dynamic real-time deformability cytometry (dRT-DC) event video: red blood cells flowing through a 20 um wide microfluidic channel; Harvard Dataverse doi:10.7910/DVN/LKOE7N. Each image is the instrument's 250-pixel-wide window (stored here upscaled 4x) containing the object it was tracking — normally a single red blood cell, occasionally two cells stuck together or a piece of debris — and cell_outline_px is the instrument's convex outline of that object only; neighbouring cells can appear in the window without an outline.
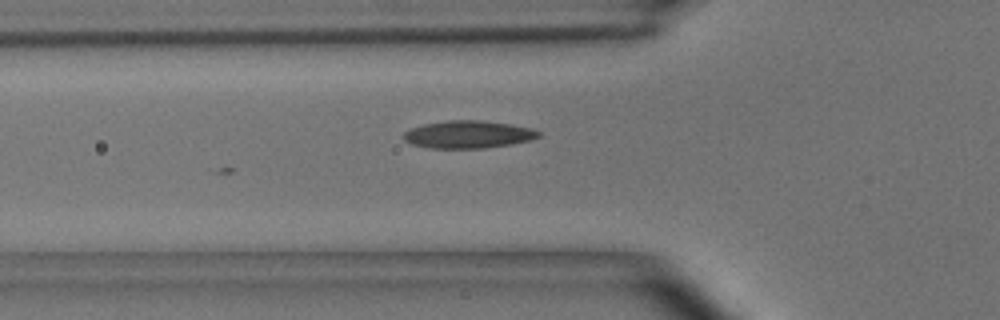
{"species": "common noctule bat (a hibernating species)", "species_latin": "Nyctalus noctula", "temperature_condition": "room temperature", "stored_images_in_passage": 9, "camera_frame_rate_fps": 3000, "um_per_image_px": 0.085, "animal": {"sex": "male", "body_mass_g": 15.6}, "frame": {"image": 1, "passage_image": 9, "time_ms": 2.667, "image_size_px": [1000, 320], "cell_outline_px": [[540, 136], [532, 140], [512, 144], [484, 148], [428, 148], [412, 144], [404, 140], [400, 136], [408, 128], [424, 124], [448, 120], [480, 120], [512, 124], [532, 128], [540, 132]], "centroid_in_image_um": [39.77, 11.42], "position_along_channel_um": 86.0, "area_um2": 21.96}}